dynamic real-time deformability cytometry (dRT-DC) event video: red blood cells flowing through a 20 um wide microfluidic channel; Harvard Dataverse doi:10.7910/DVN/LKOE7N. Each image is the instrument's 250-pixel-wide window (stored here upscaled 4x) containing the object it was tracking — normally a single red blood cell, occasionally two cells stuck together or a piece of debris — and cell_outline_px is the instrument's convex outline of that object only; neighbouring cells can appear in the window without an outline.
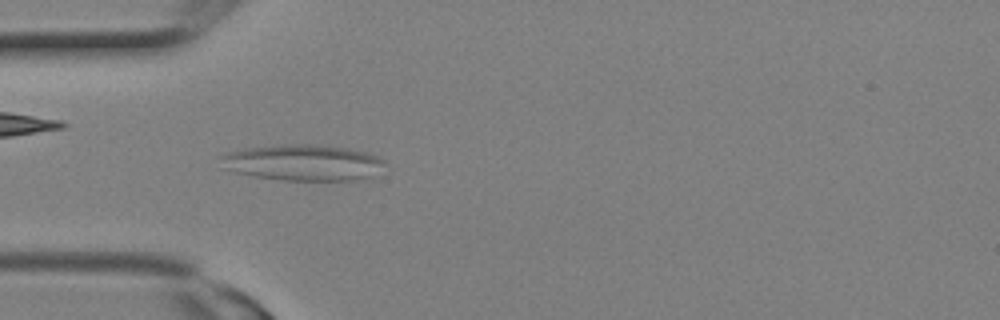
{"species": "Egyptian fruit bat (a non-hibernating species)", "species_latin": "Rousettus aegyptiacus", "temperature_condition": "room temperature", "stored_images_in_passage": 1, "camera_frame_rate_fps": 3000, "um_per_image_px": 0.085, "animal": {"sex": "female"}, "frame": {"image": 1, "passage_image": 1, "time_ms": 0.0, "image_size_px": [1000, 320], "cell_outline_px": [[384, 164], [372, 176], [352, 180], [284, 180], [252, 176], [236, 172], [224, 168], [220, 156], [228, 152], [244, 148], [292, 144], [304, 144], [344, 148], [364, 152], [376, 156], [384, 160]], "centroid_in_image_um": [25.7, 13.83], "position_along_channel_um": 59.3, "area_um2": 33.87}}